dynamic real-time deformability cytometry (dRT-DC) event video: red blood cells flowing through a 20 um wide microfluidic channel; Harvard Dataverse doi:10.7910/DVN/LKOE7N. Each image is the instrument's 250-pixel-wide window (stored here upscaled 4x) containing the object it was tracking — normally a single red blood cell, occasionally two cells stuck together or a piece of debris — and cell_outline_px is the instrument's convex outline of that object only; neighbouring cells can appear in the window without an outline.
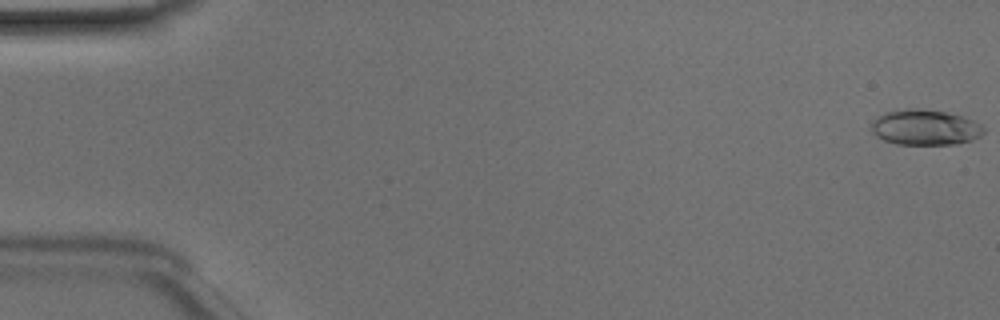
{"species": "Egyptian fruit bat (a non-hibernating species)", "species_latin": "Rousettus aegyptiacus", "temperature_condition": "room temperature", "stored_images_in_passage": 16, "camera_frame_rate_fps": 3000, "um_per_image_px": 0.085, "animal": {"sex": "male"}, "frame": {"image": 1, "passage_image": 1, "time_ms": 0.0, "image_size_px": [1000, 320], "cell_outline_px": [[984, 132], [980, 136], [972, 140], [956, 144], [896, 144], [884, 140], [876, 136], [872, 132], [872, 120], [884, 112], [908, 108], [920, 108], [944, 112], [964, 116], [980, 124], [984, 128]], "centroid_in_image_um": [78.62, 10.82], "position_along_channel_um": 6.4, "area_um2": 23.29}}
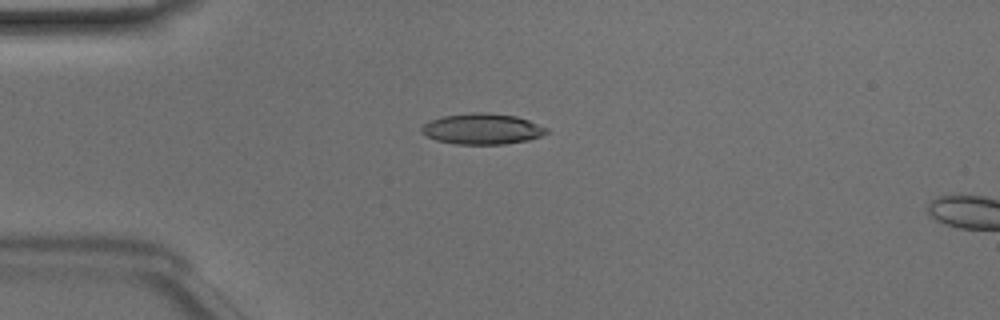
{"frame": {"image": 2, "passage_image": 13, "time_ms": 4.0, "image_size_px": [1000, 320], "cell_outline_px": [[548, 132], [540, 136], [528, 140], [504, 144], [456, 144], [436, 140], [420, 132], [420, 128], [424, 124], [432, 120], [444, 116], [472, 112], [484, 112], [516, 116], [528, 120], [548, 128]], "centroid_in_image_um": [40.99, 10.96], "position_along_channel_um": 44.0, "area_um2": 22.31}}